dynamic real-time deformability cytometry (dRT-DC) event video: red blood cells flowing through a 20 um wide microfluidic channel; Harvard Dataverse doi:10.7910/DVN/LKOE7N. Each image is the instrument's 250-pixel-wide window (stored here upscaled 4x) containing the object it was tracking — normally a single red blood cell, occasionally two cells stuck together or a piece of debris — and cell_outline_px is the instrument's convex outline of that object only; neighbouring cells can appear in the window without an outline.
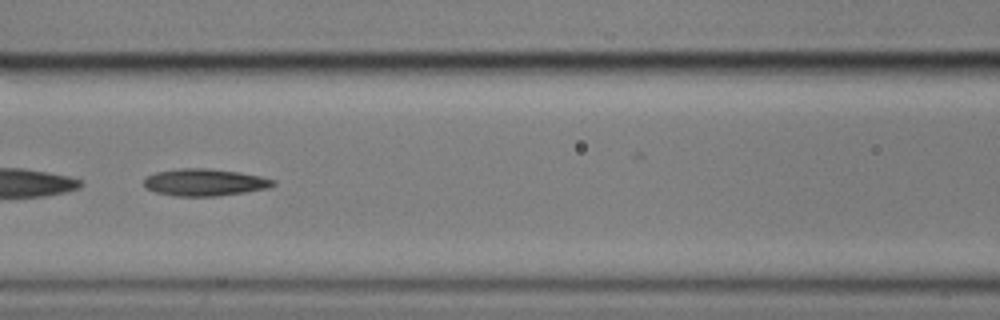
{"species": "common noctule bat (a hibernating species)", "species_latin": "Nyctalus noctula", "temperature_condition": "cold", "stored_images_in_passage": 42, "camera_frame_rate_fps": 3000, "um_per_image_px": 0.085, "animal": {"sex": "male", "body_mass_g": 17.9}, "frame": {"image": 1, "passage_image": 13, "time_ms": 4.0, "image_size_px": [1000, 320], "cell_outline_px": [[276, 184], [268, 188], [244, 192], [216, 196], [176, 196], [156, 192], [144, 188], [144, 180], [148, 176], [156, 172], [180, 168], [208, 168], [240, 172], [260, 176], [276, 180]], "centroid_in_image_um": [17.4, 15.49], "position_along_channel_um": 149.2, "area_um2": 20.4}, "authors_computed_cell_mechanics": {"area_um2": 20.808, "velocity_mm_per_s": 3.546, "shape_relaxation_time_tau1_ms": 9.4252, "shape_relaxation_time_tau2_ms": 6.7296, "deformation_change_tau1": 0.1839, "deformation_change_tau2": 0.1849}}